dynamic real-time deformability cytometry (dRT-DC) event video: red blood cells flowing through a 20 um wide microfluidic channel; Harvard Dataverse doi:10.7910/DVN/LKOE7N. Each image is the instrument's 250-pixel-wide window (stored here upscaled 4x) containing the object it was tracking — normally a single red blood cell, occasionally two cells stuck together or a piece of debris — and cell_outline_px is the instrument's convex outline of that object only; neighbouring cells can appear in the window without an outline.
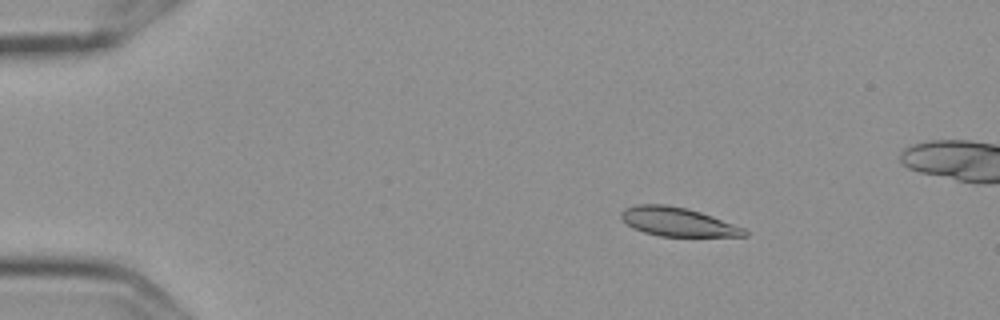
{"species": "Egyptian fruit bat (a non-hibernating species)", "species_latin": "Rousettus aegyptiacus", "temperature_condition": "cold", "stored_images_in_passage": 9, "camera_frame_rate_fps": 3000, "um_per_image_px": 0.085, "frame": {"image": 1, "passage_image": 2, "time_ms": 0.333, "image_size_px": [1000, 320], "cell_outline_px": [[748, 236], [660, 236], [644, 232], [632, 228], [620, 216], [620, 212], [624, 208], [636, 204], [668, 204], [688, 208], [712, 216], [744, 228], [748, 232]], "centroid_in_image_um": [57.58, 18.84], "position_along_channel_um": 27.4, "area_um2": 20.69}}
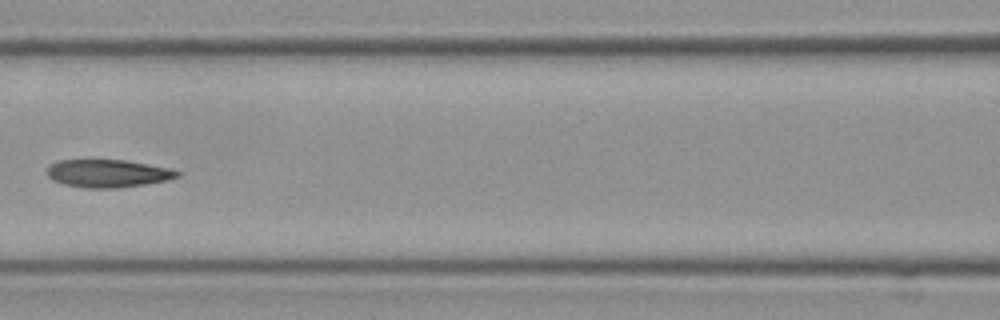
{"frame": {"image": 2, "passage_image": 7, "time_ms": 2.0, "image_size_px": [1000, 320], "cell_outline_px": [[180, 176], [168, 180], [120, 188], [84, 188], [64, 184], [52, 180], [48, 176], [48, 168], [52, 164], [60, 160], [124, 160], [148, 164], [168, 168], [180, 172]], "centroid_in_image_um": [9.18, 14.75], "position_along_channel_um": 157.4, "area_um2": 20.98}}
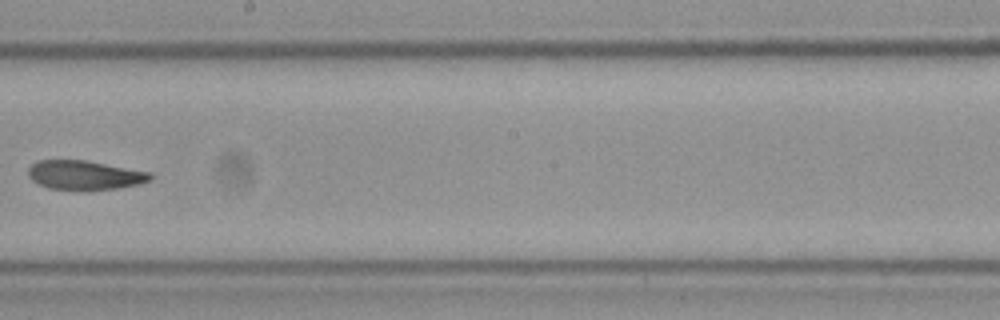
{"frame": {"image": 3, "passage_image": 9, "time_ms": 2.667, "image_size_px": [1000, 320], "cell_outline_px": [[152, 180], [140, 184], [116, 188], [88, 192], [84, 192], [48, 188], [32, 180], [28, 176], [28, 168], [32, 164], [40, 160], [84, 160], [152, 172]], "centroid_in_image_um": [7.22, 14.91], "position_along_channel_um": 241.0, "area_um2": 21.27}}